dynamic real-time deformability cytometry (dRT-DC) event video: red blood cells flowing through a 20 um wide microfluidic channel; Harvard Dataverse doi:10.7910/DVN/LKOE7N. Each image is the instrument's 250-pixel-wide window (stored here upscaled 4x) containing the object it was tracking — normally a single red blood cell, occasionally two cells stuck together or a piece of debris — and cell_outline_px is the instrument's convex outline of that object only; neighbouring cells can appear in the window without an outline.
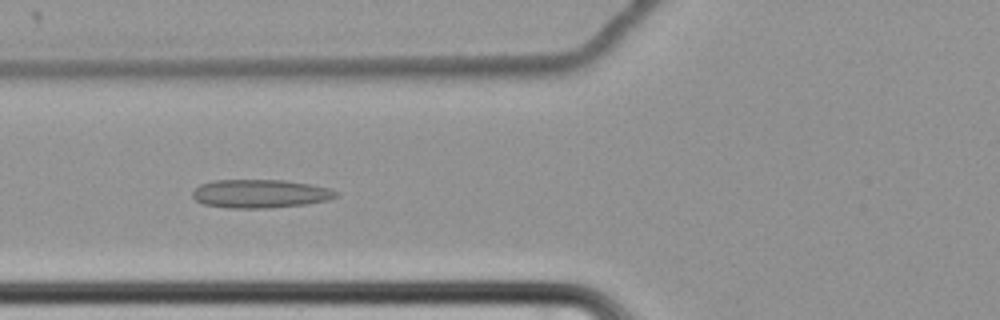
{"species": "common noctule bat (a hibernating species)", "species_latin": "Nyctalus noctula", "temperature_condition": "cold", "stored_images_in_passage": 60, "camera_frame_rate_fps": 3000, "um_per_image_px": 0.085, "animal": {"sex": "female", "body_mass_g": 22.7, "forearm_length_mm": 54.2}, "frame": {"image": 1, "passage_image": 23, "time_ms": 7.333, "image_size_px": [1000, 320], "cell_outline_px": [[336, 196], [328, 200], [304, 204], [264, 208], [228, 208], [204, 204], [196, 200], [192, 196], [192, 192], [200, 184], [216, 180], [284, 180], [312, 184], [328, 188], [336, 192]], "centroid_in_image_um": [22.08, 16.46], "position_along_channel_um": 103.7, "area_um2": 23.58}}
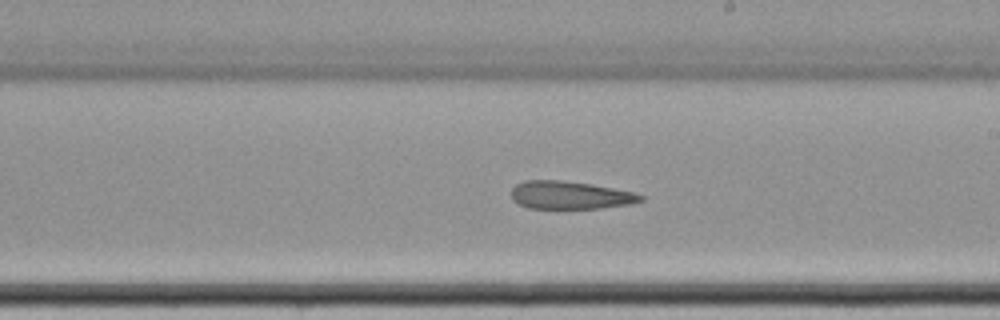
{"frame": {"image": 2, "passage_image": 35, "time_ms": 11.333, "image_size_px": [1000, 320], "cell_outline_px": [[644, 200], [632, 204], [600, 208], [528, 208], [512, 200], [512, 188], [516, 184], [524, 180], [564, 180], [592, 184], [632, 192], [644, 196]], "centroid_in_image_um": [48.46, 16.58], "position_along_channel_um": 240.5, "area_um2": 21.04}}
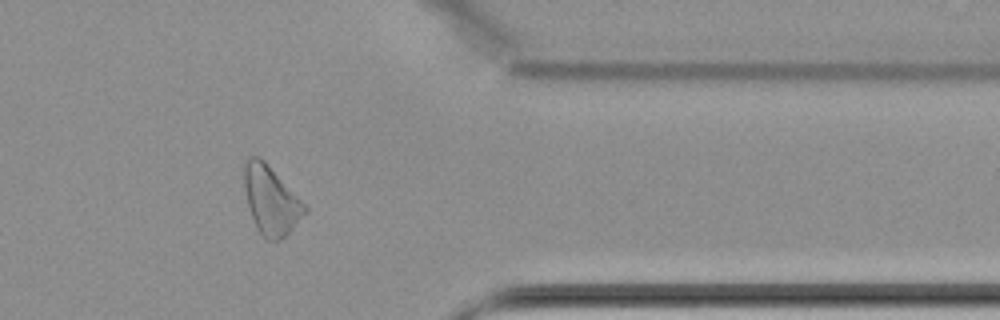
{"frame": {"image": 3, "passage_image": 49, "time_ms": 16.0, "image_size_px": [1000, 320], "cell_outline_px": [[308, 212], [280, 240], [268, 240], [260, 232], [252, 216], [248, 204], [244, 188], [244, 164], [248, 156], [260, 156], [308, 204]], "centroid_in_image_um": [23.07, 16.97], "position_along_channel_um": 388.3, "area_um2": 24.28}}